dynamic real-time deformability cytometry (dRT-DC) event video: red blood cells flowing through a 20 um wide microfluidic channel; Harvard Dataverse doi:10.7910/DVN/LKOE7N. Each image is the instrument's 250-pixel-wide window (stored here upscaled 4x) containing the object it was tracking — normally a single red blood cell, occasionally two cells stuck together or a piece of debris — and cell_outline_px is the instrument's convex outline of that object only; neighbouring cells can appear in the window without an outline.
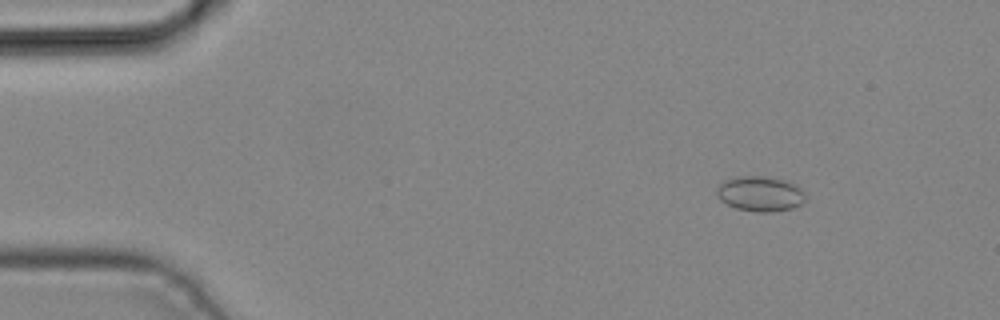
{"species": "common noctule bat (a hibernating species)", "species_latin": "Nyctalus noctula", "temperature_condition": "cold", "stored_images_in_passage": 3, "camera_frame_rate_fps": 3000, "um_per_image_px": 0.085, "animal": {"sex": "male", "body_mass_g": 19.2, "forearm_length_mm": 51.8}, "frame": {"image": 1, "passage_image": 1, "time_ms": 0.0, "image_size_px": [1000, 320], "cell_outline_px": [[804, 200], [800, 204], [792, 208], [768, 212], [756, 212], [736, 208], [720, 200], [716, 192], [716, 188], [724, 180], [736, 176], [764, 176], [788, 180], [800, 188], [804, 192]], "centroid_in_image_um": [64.59, 16.45], "position_along_channel_um": 20.4, "area_um2": 18.15}}